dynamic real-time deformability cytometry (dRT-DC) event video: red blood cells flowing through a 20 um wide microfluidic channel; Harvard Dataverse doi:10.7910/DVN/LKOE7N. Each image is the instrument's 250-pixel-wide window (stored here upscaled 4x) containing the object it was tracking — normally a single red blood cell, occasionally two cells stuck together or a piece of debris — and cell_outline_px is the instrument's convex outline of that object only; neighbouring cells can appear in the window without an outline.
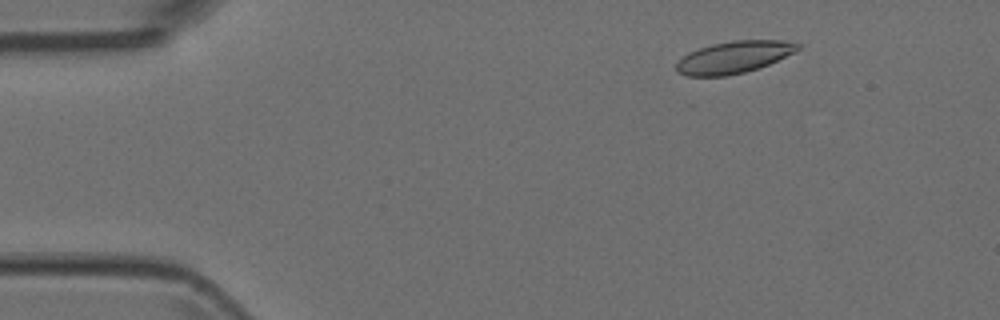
{"species": "Egyptian fruit bat (a non-hibernating species)", "species_latin": "Rousettus aegyptiacus", "temperature_condition": "room temperature", "stored_images_in_passage": 5, "camera_frame_rate_fps": 3000, "um_per_image_px": 0.085, "animal": {"sex": "female"}, "frame": {"image": 1, "passage_image": 2, "time_ms": 0.333, "image_size_px": [1000, 320], "cell_outline_px": [[800, 48], [796, 52], [768, 64], [744, 72], [728, 76], [688, 76], [676, 72], [676, 64], [688, 52], [712, 44], [732, 40], [780, 40], [800, 44]], "centroid_in_image_um": [62.37, 4.86], "position_along_channel_um": 22.6, "area_um2": 22.54}}
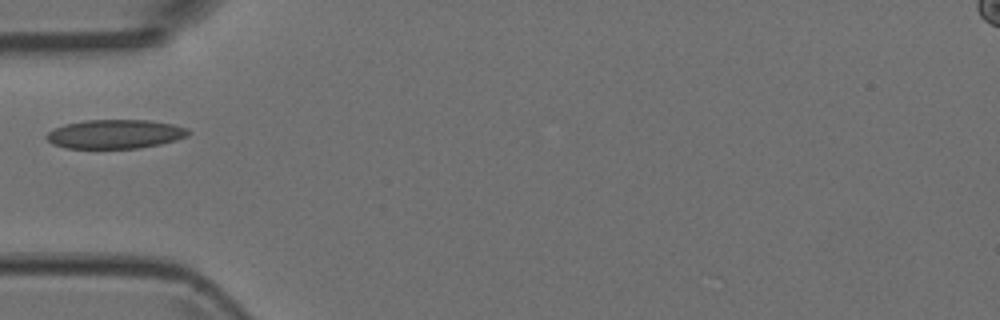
{"frame": {"image": 2, "passage_image": 5, "time_ms": 1.333, "image_size_px": [1000, 320], "cell_outline_px": [[192, 132], [188, 136], [176, 140], [160, 144], [136, 148], [64, 148], [52, 144], [44, 136], [48, 132], [64, 124], [84, 120], [152, 120], [172, 124], [188, 128]], "centroid_in_image_um": [9.8, 11.39], "position_along_channel_um": 75.2, "area_um2": 24.1}}